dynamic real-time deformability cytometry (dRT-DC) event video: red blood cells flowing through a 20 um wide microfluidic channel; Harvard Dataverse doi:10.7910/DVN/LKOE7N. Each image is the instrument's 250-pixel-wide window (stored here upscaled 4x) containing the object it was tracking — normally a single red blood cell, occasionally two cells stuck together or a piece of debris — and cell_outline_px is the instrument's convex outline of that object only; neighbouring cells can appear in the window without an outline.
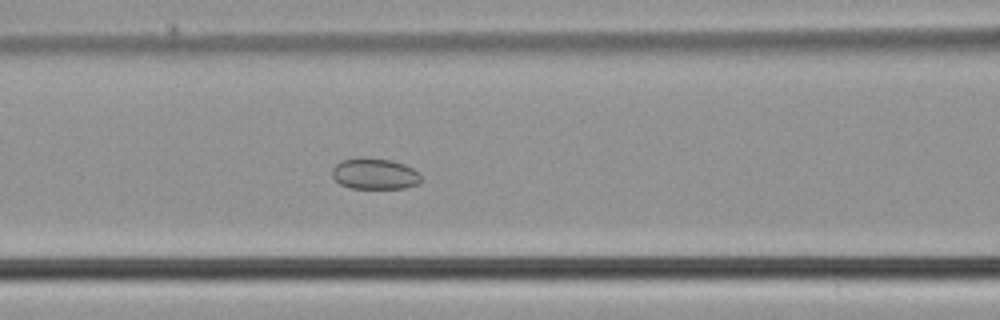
{"species": "common noctule bat (a hibernating species)", "species_latin": "Nyctalus noctula", "temperature_condition": "cold", "stored_images_in_passage": 52, "camera_frame_rate_fps": 3000, "um_per_image_px": 0.085, "animal": {"sex": "male", "body_mass_g": 21.5, "forearm_length_mm": 52.0}, "frame": {"image": 1, "passage_image": 22, "time_ms": 7.0, "image_size_px": [1000, 320], "cell_outline_px": [[420, 184], [404, 188], [352, 188], [340, 184], [332, 176], [332, 168], [340, 160], [392, 160], [404, 164], [420, 172]], "centroid_in_image_um": [31.89, 14.81], "position_along_channel_um": 134.7, "area_um2": 15.61}}
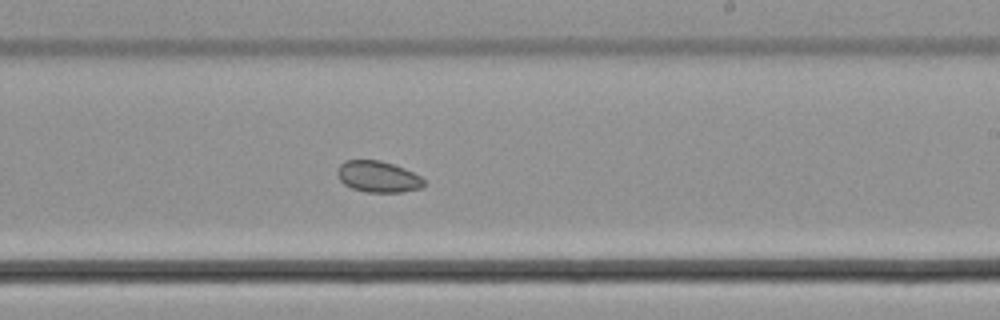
{"frame": {"image": 2, "passage_image": 31, "time_ms": 10.0, "image_size_px": [1000, 320], "cell_outline_px": [[424, 184], [420, 188], [400, 192], [368, 192], [352, 188], [344, 184], [336, 176], [336, 172], [340, 164], [344, 160], [380, 160], [404, 168], [420, 176], [424, 180]], "centroid_in_image_um": [32.09, 15.01], "position_along_channel_um": 256.9, "area_um2": 15.72}}
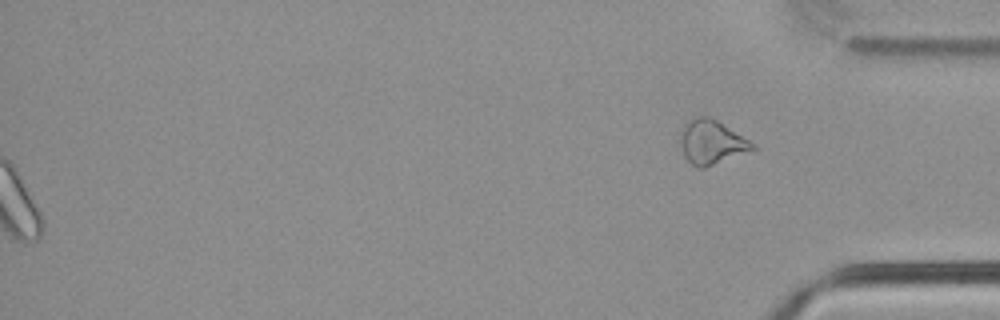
{"frame": {"image": 3, "passage_image": 52, "time_ms": 17.0, "image_size_px": [1000, 320], "cell_outline_px": [[756, 148], [704, 168], [696, 168], [684, 156], [680, 132], [680, 128], [688, 120], [696, 116], [708, 116], [716, 120], [756, 144]], "centroid_in_image_um": [60.46, 12.06], "position_along_channel_um": 374.7, "area_um2": 18.26}}